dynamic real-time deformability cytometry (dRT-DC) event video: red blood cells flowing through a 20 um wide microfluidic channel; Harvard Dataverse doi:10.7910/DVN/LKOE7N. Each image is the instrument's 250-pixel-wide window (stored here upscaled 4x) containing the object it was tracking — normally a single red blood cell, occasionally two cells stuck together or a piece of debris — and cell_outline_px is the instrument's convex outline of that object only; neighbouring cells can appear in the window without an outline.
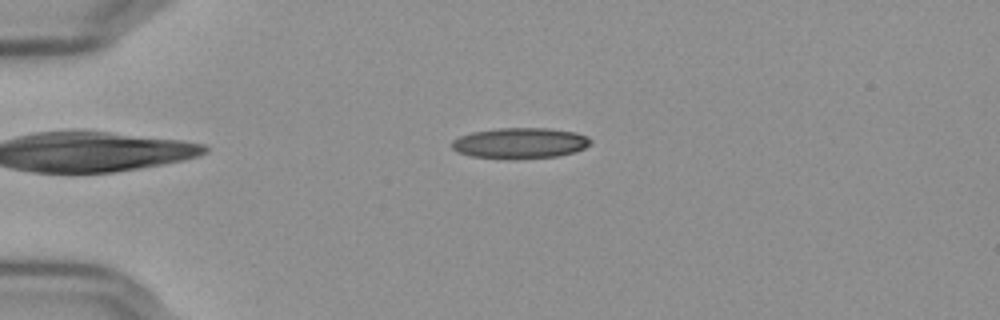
{"species": "Egyptian fruit bat (a non-hibernating species)", "species_latin": "Rousettus aegyptiacus", "temperature_condition": "cold", "stored_images_in_passage": 46, "camera_frame_rate_fps": 3000, "um_per_image_px": 0.085, "frame": {"image": 1, "passage_image": 3, "time_ms": 0.667, "image_size_px": [1000, 320], "cell_outline_px": [[592, 140], [584, 148], [572, 152], [556, 156], [508, 160], [472, 156], [460, 152], [452, 148], [452, 140], [460, 136], [472, 132], [500, 128], [548, 128], [576, 132], [588, 136]], "centroid_in_image_um": [44.2, 12.17], "position_along_channel_um": 40.8, "area_um2": 24.85}}
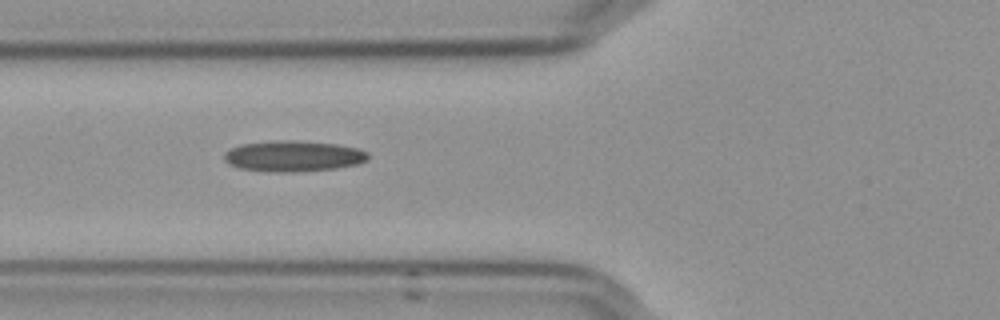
{"frame": {"image": 2, "passage_image": 11, "time_ms": 3.333, "image_size_px": [1000, 320], "cell_outline_px": [[368, 156], [364, 160], [356, 164], [336, 168], [292, 172], [272, 172], [240, 168], [228, 164], [224, 160], [224, 152], [240, 144], [276, 140], [296, 140], [336, 144], [356, 148], [368, 152]], "centroid_in_image_um": [24.88, 13.26], "position_along_channel_um": 100.9, "area_um2": 25.78}}
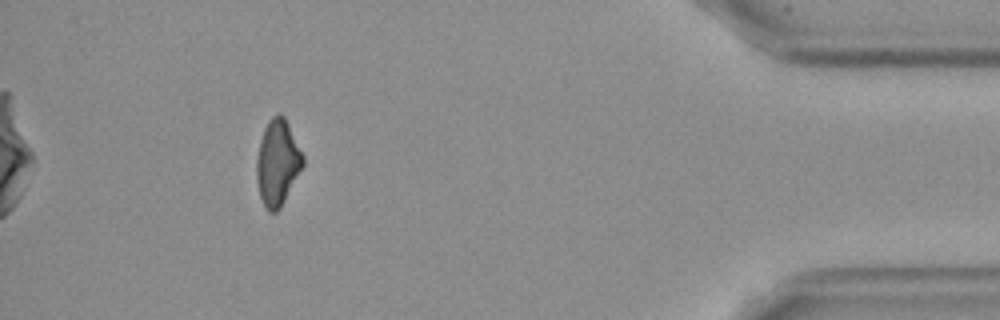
{"frame": {"image": 3, "passage_image": 41, "time_ms": 13.333, "image_size_px": [1000, 320], "cell_outline_px": [[304, 164], [280, 208], [276, 212], [268, 212], [260, 196], [256, 180], [256, 160], [260, 140], [264, 128], [268, 120], [272, 116], [280, 112], [284, 116], [304, 156]], "centroid_in_image_um": [23.58, 13.81], "position_along_channel_um": 411.6, "area_um2": 23.06}}